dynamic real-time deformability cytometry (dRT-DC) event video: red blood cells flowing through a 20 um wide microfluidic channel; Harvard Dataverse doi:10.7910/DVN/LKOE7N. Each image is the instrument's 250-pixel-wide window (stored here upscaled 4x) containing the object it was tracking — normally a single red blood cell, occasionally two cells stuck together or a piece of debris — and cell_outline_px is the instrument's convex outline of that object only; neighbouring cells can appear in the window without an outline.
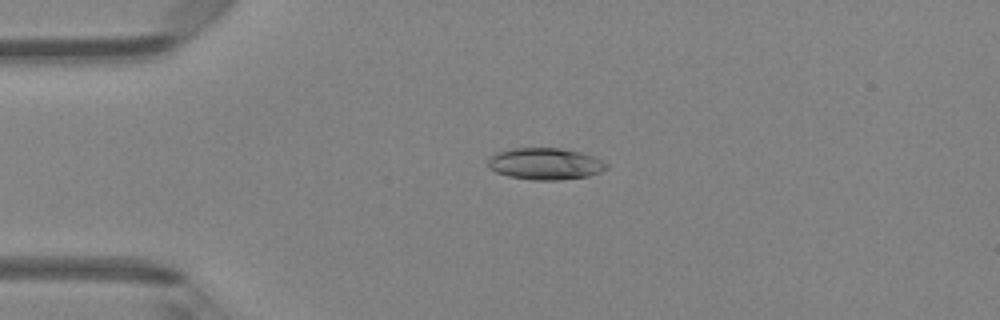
{"species": "Egyptian fruit bat (a non-hibernating species)", "species_latin": "Rousettus aegyptiacus", "temperature_condition": "room temperature", "stored_images_in_passage": 6, "camera_frame_rate_fps": 3000, "um_per_image_px": 0.085, "animal": {"sex": "female"}, "frame": {"image": 1, "passage_image": 3, "time_ms": 0.667, "image_size_px": [1000, 320], "cell_outline_px": [[608, 168], [600, 172], [588, 176], [556, 180], [532, 180], [508, 176], [496, 172], [488, 168], [488, 160], [496, 152], [512, 148], [560, 148], [580, 152], [596, 156], [608, 164]], "centroid_in_image_um": [46.36, 13.92], "position_along_channel_um": 38.6, "area_um2": 22.02}}
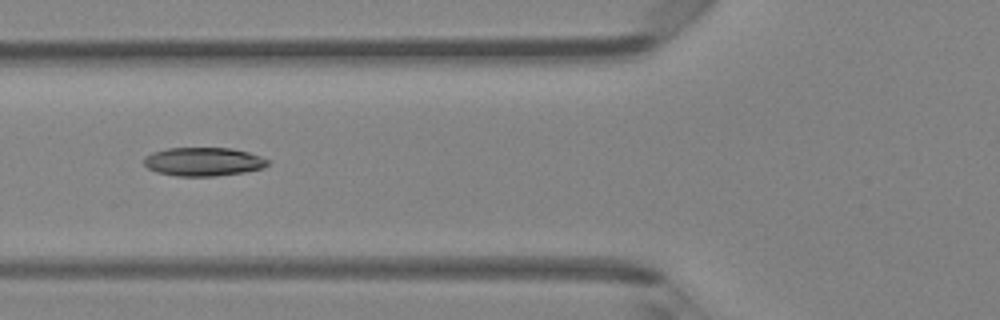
{"frame": {"image": 2, "passage_image": 5, "time_ms": 1.333, "image_size_px": [1000, 320], "cell_outline_px": [[268, 164], [264, 168], [244, 172], [216, 176], [176, 176], [156, 172], [148, 168], [144, 164], [144, 156], [152, 152], [168, 148], [232, 148], [248, 152], [260, 156], [268, 160]], "centroid_in_image_um": [17.27, 13.74], "position_along_channel_um": 108.5, "area_um2": 20.69}}
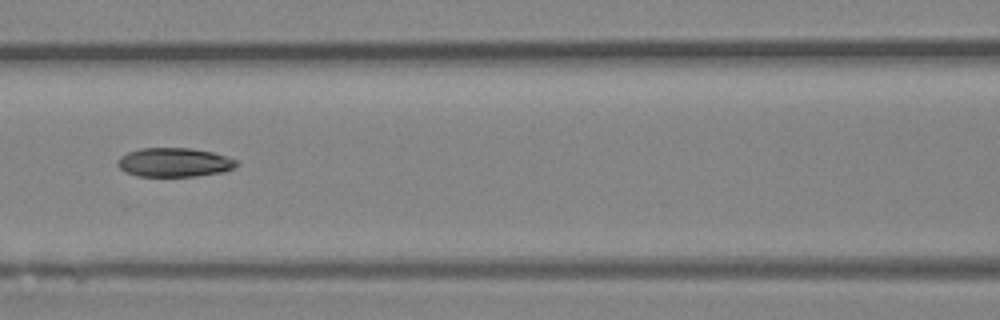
{"frame": {"image": 3, "passage_image": 6, "time_ms": 1.667, "image_size_px": [1000, 320], "cell_outline_px": [[240, 164], [236, 168], [224, 172], [196, 176], [136, 176], [124, 172], [116, 164], [120, 156], [128, 152], [140, 148], [192, 148], [212, 152], [236, 160]], "centroid_in_image_um": [14.82, 13.81], "position_along_channel_um": 151.8, "area_um2": 20.29}}